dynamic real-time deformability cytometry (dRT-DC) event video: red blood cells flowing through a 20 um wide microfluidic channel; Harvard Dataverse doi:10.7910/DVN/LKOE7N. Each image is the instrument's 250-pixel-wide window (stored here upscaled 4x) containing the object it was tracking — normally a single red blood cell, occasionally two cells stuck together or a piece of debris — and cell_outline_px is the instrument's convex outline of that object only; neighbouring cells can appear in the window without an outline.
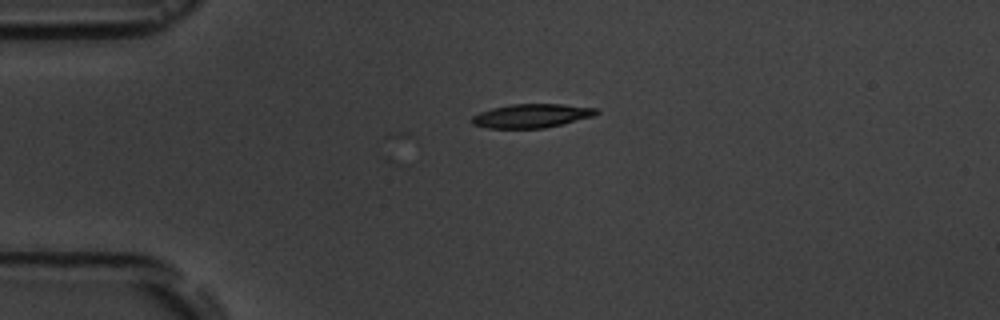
{"species": "common noctule bat (a hibernating species)", "species_latin": "Nyctalus noctula", "temperature_condition": "room temperature", "stored_images_in_passage": 9, "camera_frame_rate_fps": 3000, "um_per_image_px": 0.085, "animal": {"sex": "male", "body_mass_g": 19.5, "forearm_length_mm": 54.6}, "frame": {"image": 1, "passage_image": 3, "time_ms": 2.333, "image_size_px": [1000, 320], "cell_outline_px": [[600, 112], [592, 116], [544, 128], [488, 128], [472, 124], [468, 120], [472, 116], [480, 112], [492, 108], [512, 104], [560, 104], [596, 108]], "centroid_in_image_um": [45.11, 9.84], "position_along_channel_um": 39.9, "area_um2": 17.11}}